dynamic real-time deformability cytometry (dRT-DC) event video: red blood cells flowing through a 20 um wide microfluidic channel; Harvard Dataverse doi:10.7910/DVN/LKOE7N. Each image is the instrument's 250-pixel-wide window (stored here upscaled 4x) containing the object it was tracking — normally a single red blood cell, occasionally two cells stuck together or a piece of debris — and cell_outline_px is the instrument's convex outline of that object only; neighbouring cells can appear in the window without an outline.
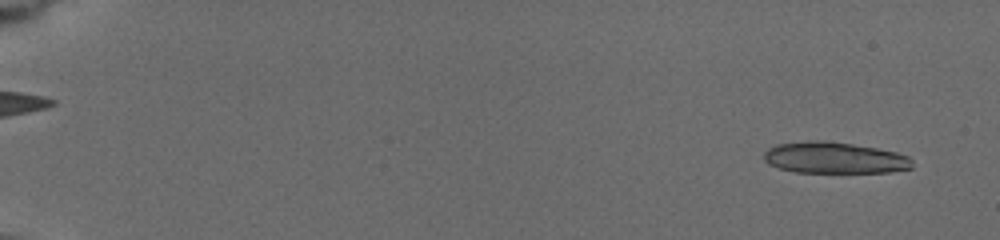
{"species": "common noctule bat (a hibernating species)", "species_latin": "Nyctalus noctula", "temperature_condition": "cold", "stored_images_in_passage": 15, "camera_frame_rate_fps": 3000, "um_per_image_px": 0.085, "animal": {"sex": "female", "body_mass_g": 19.5, "forearm_length_mm": 54.1}, "frame": {"image": 1, "passage_image": 2, "time_ms": 0.667, "image_size_px": [1000, 240], "cell_outline_px": [[912, 168], [888, 172], [796, 172], [780, 168], [768, 164], [764, 160], [764, 152], [768, 148], [776, 144], [816, 140], [824, 140], [852, 144], [876, 148], [896, 152], [908, 156], [912, 160]], "centroid_in_image_um": [70.91, 13.41], "position_along_channel_um": 14.1, "area_um2": 26.99}}